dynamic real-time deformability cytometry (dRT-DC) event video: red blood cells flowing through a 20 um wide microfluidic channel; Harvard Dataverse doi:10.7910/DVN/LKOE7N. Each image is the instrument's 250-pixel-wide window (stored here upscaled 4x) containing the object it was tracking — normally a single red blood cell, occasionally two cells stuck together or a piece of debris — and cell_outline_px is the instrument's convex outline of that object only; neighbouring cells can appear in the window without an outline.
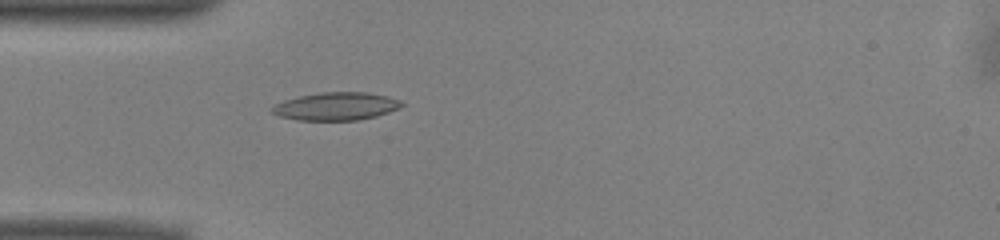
{"species": "common noctule bat (a hibernating species)", "species_latin": "Nyctalus noctula", "temperature_condition": "warm", "stored_images_in_passage": 37, "camera_frame_rate_fps": 3000, "um_per_image_px": 0.085, "animal": {"sex": "male", "body_mass_g": 13.0, "forearm_length_mm": 53.1}, "frame": {"image": 1, "passage_image": 1, "time_ms": 0.0, "image_size_px": [1000, 240], "cell_outline_px": [[404, 104], [400, 108], [376, 116], [356, 120], [296, 120], [280, 116], [272, 112], [272, 108], [276, 104], [284, 100], [300, 96], [320, 92], [368, 92], [388, 96], [400, 100]], "centroid_in_image_um": [28.6, 9.03], "position_along_channel_um": 56.4, "area_um2": 20.98}}
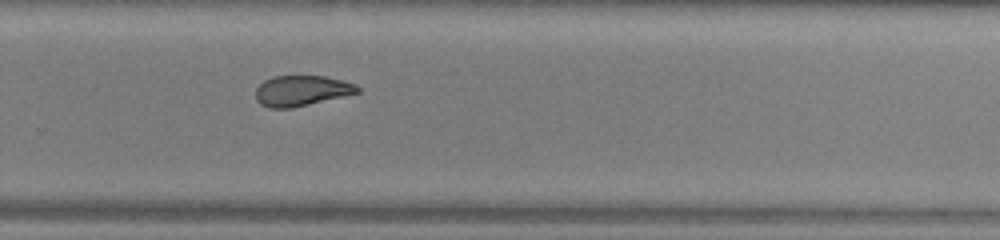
{"frame": {"image": 2, "passage_image": 20, "time_ms": 6.333, "image_size_px": [1000, 240], "cell_outline_px": [[360, 92], [292, 108], [268, 108], [260, 104], [256, 100], [256, 88], [264, 80], [272, 76], [324, 76], [344, 80], [360, 88]], "centroid_in_image_um": [25.59, 7.71], "position_along_channel_um": 304.2, "area_um2": 18.03}}
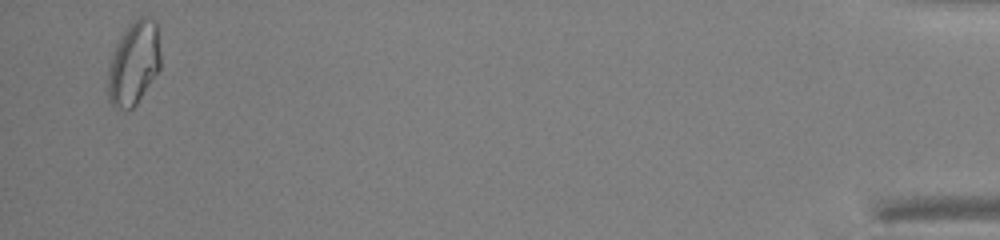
{"frame": {"image": 3, "passage_image": 36, "time_ms": 11.667, "image_size_px": [1000, 240], "cell_outline_px": [[160, 68], [136, 104], [132, 108], [120, 108], [112, 104], [108, 100], [108, 72], [112, 56], [116, 44], [120, 36], [128, 24], [132, 20], [140, 16], [152, 16], [156, 20], [160, 52]], "centroid_in_image_um": [11.39, 5.3], "position_along_channel_um": 423.8, "area_um2": 25.61}, "authors_computed_cell_mechanics": {"area_um2": 19.5364, "velocity_mm_per_s": 3.9754, "shape_relaxation_time_tau1_ms": null, "shape_relaxation_time_tau2_ms": 3.5682, "deformation_change_tau1": null, "deformation_change_tau2": 0.0977}}